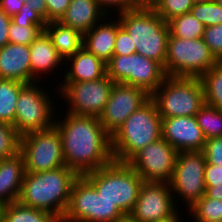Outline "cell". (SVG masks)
<instances>
[{
  "mask_svg": "<svg viewBox=\"0 0 222 222\" xmlns=\"http://www.w3.org/2000/svg\"><path fill=\"white\" fill-rule=\"evenodd\" d=\"M56 114L54 126L62 139L66 166L79 176L95 171L113 161L111 136L98 117L64 112Z\"/></svg>",
  "mask_w": 222,
  "mask_h": 222,
  "instance_id": "6da1fadb",
  "label": "cell"
},
{
  "mask_svg": "<svg viewBox=\"0 0 222 222\" xmlns=\"http://www.w3.org/2000/svg\"><path fill=\"white\" fill-rule=\"evenodd\" d=\"M79 175L67 166L38 173L25 172L18 201L62 220Z\"/></svg>",
  "mask_w": 222,
  "mask_h": 222,
  "instance_id": "7a4b0ae2",
  "label": "cell"
},
{
  "mask_svg": "<svg viewBox=\"0 0 222 222\" xmlns=\"http://www.w3.org/2000/svg\"><path fill=\"white\" fill-rule=\"evenodd\" d=\"M162 117L150 98L111 136L113 160L127 163L137 152L162 138Z\"/></svg>",
  "mask_w": 222,
  "mask_h": 222,
  "instance_id": "3957f363",
  "label": "cell"
},
{
  "mask_svg": "<svg viewBox=\"0 0 222 222\" xmlns=\"http://www.w3.org/2000/svg\"><path fill=\"white\" fill-rule=\"evenodd\" d=\"M115 16L132 38L136 53L159 62L165 71L168 23L154 9L137 8Z\"/></svg>",
  "mask_w": 222,
  "mask_h": 222,
  "instance_id": "277c9868",
  "label": "cell"
},
{
  "mask_svg": "<svg viewBox=\"0 0 222 222\" xmlns=\"http://www.w3.org/2000/svg\"><path fill=\"white\" fill-rule=\"evenodd\" d=\"M42 83H29L21 88L16 102L15 121L13 124L21 137L32 132L44 131L54 127L56 112L62 114L60 111L62 108L56 105L59 100H55L56 96H59L57 95L59 94L57 85L51 86L48 84L50 87L47 88V85L44 86V82ZM51 88L54 92L53 90L51 91ZM54 94L56 95L55 97ZM57 108H60V110Z\"/></svg>",
  "mask_w": 222,
  "mask_h": 222,
  "instance_id": "5b68a950",
  "label": "cell"
},
{
  "mask_svg": "<svg viewBox=\"0 0 222 222\" xmlns=\"http://www.w3.org/2000/svg\"><path fill=\"white\" fill-rule=\"evenodd\" d=\"M83 176L103 198L114 203L126 216L136 204L144 182L128 163L114 160Z\"/></svg>",
  "mask_w": 222,
  "mask_h": 222,
  "instance_id": "8992f818",
  "label": "cell"
},
{
  "mask_svg": "<svg viewBox=\"0 0 222 222\" xmlns=\"http://www.w3.org/2000/svg\"><path fill=\"white\" fill-rule=\"evenodd\" d=\"M151 99L162 118L196 116L205 104L203 86L197 77L166 76Z\"/></svg>",
  "mask_w": 222,
  "mask_h": 222,
  "instance_id": "52a82bcc",
  "label": "cell"
},
{
  "mask_svg": "<svg viewBox=\"0 0 222 222\" xmlns=\"http://www.w3.org/2000/svg\"><path fill=\"white\" fill-rule=\"evenodd\" d=\"M127 216L103 198L95 187L79 176L72 187L70 201L60 222H125Z\"/></svg>",
  "mask_w": 222,
  "mask_h": 222,
  "instance_id": "ba28073f",
  "label": "cell"
},
{
  "mask_svg": "<svg viewBox=\"0 0 222 222\" xmlns=\"http://www.w3.org/2000/svg\"><path fill=\"white\" fill-rule=\"evenodd\" d=\"M218 62L203 38L191 40L169 35L165 61L166 76L200 78Z\"/></svg>",
  "mask_w": 222,
  "mask_h": 222,
  "instance_id": "9c48e42d",
  "label": "cell"
},
{
  "mask_svg": "<svg viewBox=\"0 0 222 222\" xmlns=\"http://www.w3.org/2000/svg\"><path fill=\"white\" fill-rule=\"evenodd\" d=\"M107 76L114 83H124L145 90L151 95L166 77L163 66L138 53L113 55L106 63Z\"/></svg>",
  "mask_w": 222,
  "mask_h": 222,
  "instance_id": "30bf717a",
  "label": "cell"
},
{
  "mask_svg": "<svg viewBox=\"0 0 222 222\" xmlns=\"http://www.w3.org/2000/svg\"><path fill=\"white\" fill-rule=\"evenodd\" d=\"M114 82L107 75L97 80L86 82H60L57 99L67 106V113L79 116L98 117L109 100ZM63 98V99H62ZM64 100V103H63Z\"/></svg>",
  "mask_w": 222,
  "mask_h": 222,
  "instance_id": "8fae6325",
  "label": "cell"
},
{
  "mask_svg": "<svg viewBox=\"0 0 222 222\" xmlns=\"http://www.w3.org/2000/svg\"><path fill=\"white\" fill-rule=\"evenodd\" d=\"M205 165L206 158L202 151L178 152L173 175L169 182L178 209L184 203L187 211L205 195Z\"/></svg>",
  "mask_w": 222,
  "mask_h": 222,
  "instance_id": "7c38bea8",
  "label": "cell"
},
{
  "mask_svg": "<svg viewBox=\"0 0 222 222\" xmlns=\"http://www.w3.org/2000/svg\"><path fill=\"white\" fill-rule=\"evenodd\" d=\"M20 153L24 159L25 172L38 173L66 166L62 139L55 126L22 136Z\"/></svg>",
  "mask_w": 222,
  "mask_h": 222,
  "instance_id": "4fadbf2b",
  "label": "cell"
},
{
  "mask_svg": "<svg viewBox=\"0 0 222 222\" xmlns=\"http://www.w3.org/2000/svg\"><path fill=\"white\" fill-rule=\"evenodd\" d=\"M178 151L160 138L137 152L127 163L144 182L169 183Z\"/></svg>",
  "mask_w": 222,
  "mask_h": 222,
  "instance_id": "5bb4252c",
  "label": "cell"
},
{
  "mask_svg": "<svg viewBox=\"0 0 222 222\" xmlns=\"http://www.w3.org/2000/svg\"><path fill=\"white\" fill-rule=\"evenodd\" d=\"M178 211L169 183L143 182L128 222H155Z\"/></svg>",
  "mask_w": 222,
  "mask_h": 222,
  "instance_id": "9a60e30c",
  "label": "cell"
},
{
  "mask_svg": "<svg viewBox=\"0 0 222 222\" xmlns=\"http://www.w3.org/2000/svg\"><path fill=\"white\" fill-rule=\"evenodd\" d=\"M150 98L151 95L139 87L114 83L99 121L112 136L124 121Z\"/></svg>",
  "mask_w": 222,
  "mask_h": 222,
  "instance_id": "2e32d148",
  "label": "cell"
},
{
  "mask_svg": "<svg viewBox=\"0 0 222 222\" xmlns=\"http://www.w3.org/2000/svg\"><path fill=\"white\" fill-rule=\"evenodd\" d=\"M161 133L178 152L203 151L206 141L195 116L162 118Z\"/></svg>",
  "mask_w": 222,
  "mask_h": 222,
  "instance_id": "e0dca14e",
  "label": "cell"
},
{
  "mask_svg": "<svg viewBox=\"0 0 222 222\" xmlns=\"http://www.w3.org/2000/svg\"><path fill=\"white\" fill-rule=\"evenodd\" d=\"M29 49L31 64V83L40 81L44 82L47 75L51 77V74L53 73L52 75H55V77L53 76L52 79L54 83L52 82L51 84L54 85L56 84L55 82H59L58 84H56L58 86L61 81L56 76L61 77L60 79L62 80L64 73H60L59 70L62 72L63 69H65V61L59 55L58 50L53 46L52 41L47 33L43 31L41 35L31 43ZM54 78L58 80H54Z\"/></svg>",
  "mask_w": 222,
  "mask_h": 222,
  "instance_id": "ac0fdd59",
  "label": "cell"
},
{
  "mask_svg": "<svg viewBox=\"0 0 222 222\" xmlns=\"http://www.w3.org/2000/svg\"><path fill=\"white\" fill-rule=\"evenodd\" d=\"M120 27L116 16H106L83 34V47L107 63L113 56L117 30Z\"/></svg>",
  "mask_w": 222,
  "mask_h": 222,
  "instance_id": "d6986e66",
  "label": "cell"
},
{
  "mask_svg": "<svg viewBox=\"0 0 222 222\" xmlns=\"http://www.w3.org/2000/svg\"><path fill=\"white\" fill-rule=\"evenodd\" d=\"M0 79L31 83L29 46L9 42L0 48Z\"/></svg>",
  "mask_w": 222,
  "mask_h": 222,
  "instance_id": "ffe728a7",
  "label": "cell"
},
{
  "mask_svg": "<svg viewBox=\"0 0 222 222\" xmlns=\"http://www.w3.org/2000/svg\"><path fill=\"white\" fill-rule=\"evenodd\" d=\"M61 82H86L105 77L106 63L84 47L65 61Z\"/></svg>",
  "mask_w": 222,
  "mask_h": 222,
  "instance_id": "44dd1931",
  "label": "cell"
},
{
  "mask_svg": "<svg viewBox=\"0 0 222 222\" xmlns=\"http://www.w3.org/2000/svg\"><path fill=\"white\" fill-rule=\"evenodd\" d=\"M25 175L21 153L0 159V206L18 201Z\"/></svg>",
  "mask_w": 222,
  "mask_h": 222,
  "instance_id": "7402d4cb",
  "label": "cell"
},
{
  "mask_svg": "<svg viewBox=\"0 0 222 222\" xmlns=\"http://www.w3.org/2000/svg\"><path fill=\"white\" fill-rule=\"evenodd\" d=\"M106 16L95 0H71L66 13L59 21L84 34Z\"/></svg>",
  "mask_w": 222,
  "mask_h": 222,
  "instance_id": "603a6c76",
  "label": "cell"
},
{
  "mask_svg": "<svg viewBox=\"0 0 222 222\" xmlns=\"http://www.w3.org/2000/svg\"><path fill=\"white\" fill-rule=\"evenodd\" d=\"M44 31L64 61L83 47V34L77 29L63 25L60 21L46 22Z\"/></svg>",
  "mask_w": 222,
  "mask_h": 222,
  "instance_id": "cb8c5ba5",
  "label": "cell"
},
{
  "mask_svg": "<svg viewBox=\"0 0 222 222\" xmlns=\"http://www.w3.org/2000/svg\"><path fill=\"white\" fill-rule=\"evenodd\" d=\"M1 222H60L51 213L21 204L19 201L0 206Z\"/></svg>",
  "mask_w": 222,
  "mask_h": 222,
  "instance_id": "d4e9b609",
  "label": "cell"
},
{
  "mask_svg": "<svg viewBox=\"0 0 222 222\" xmlns=\"http://www.w3.org/2000/svg\"><path fill=\"white\" fill-rule=\"evenodd\" d=\"M24 85L18 81L0 79V122L14 124L16 102Z\"/></svg>",
  "mask_w": 222,
  "mask_h": 222,
  "instance_id": "484cf974",
  "label": "cell"
},
{
  "mask_svg": "<svg viewBox=\"0 0 222 222\" xmlns=\"http://www.w3.org/2000/svg\"><path fill=\"white\" fill-rule=\"evenodd\" d=\"M205 103L222 110V62H218L205 72L200 78Z\"/></svg>",
  "mask_w": 222,
  "mask_h": 222,
  "instance_id": "4316f807",
  "label": "cell"
},
{
  "mask_svg": "<svg viewBox=\"0 0 222 222\" xmlns=\"http://www.w3.org/2000/svg\"><path fill=\"white\" fill-rule=\"evenodd\" d=\"M167 23L172 36L191 40L203 38L205 26L191 13L176 16Z\"/></svg>",
  "mask_w": 222,
  "mask_h": 222,
  "instance_id": "83f0119b",
  "label": "cell"
},
{
  "mask_svg": "<svg viewBox=\"0 0 222 222\" xmlns=\"http://www.w3.org/2000/svg\"><path fill=\"white\" fill-rule=\"evenodd\" d=\"M192 222H222V200L202 196L188 210Z\"/></svg>",
  "mask_w": 222,
  "mask_h": 222,
  "instance_id": "f1b7e54d",
  "label": "cell"
},
{
  "mask_svg": "<svg viewBox=\"0 0 222 222\" xmlns=\"http://www.w3.org/2000/svg\"><path fill=\"white\" fill-rule=\"evenodd\" d=\"M195 117L205 139L222 137V110L205 103Z\"/></svg>",
  "mask_w": 222,
  "mask_h": 222,
  "instance_id": "f546056e",
  "label": "cell"
},
{
  "mask_svg": "<svg viewBox=\"0 0 222 222\" xmlns=\"http://www.w3.org/2000/svg\"><path fill=\"white\" fill-rule=\"evenodd\" d=\"M21 136L13 125L0 122V159L20 153Z\"/></svg>",
  "mask_w": 222,
  "mask_h": 222,
  "instance_id": "4dcf8cb0",
  "label": "cell"
},
{
  "mask_svg": "<svg viewBox=\"0 0 222 222\" xmlns=\"http://www.w3.org/2000/svg\"><path fill=\"white\" fill-rule=\"evenodd\" d=\"M190 13L205 27L222 24V7L216 0L193 4Z\"/></svg>",
  "mask_w": 222,
  "mask_h": 222,
  "instance_id": "1f68e13d",
  "label": "cell"
},
{
  "mask_svg": "<svg viewBox=\"0 0 222 222\" xmlns=\"http://www.w3.org/2000/svg\"><path fill=\"white\" fill-rule=\"evenodd\" d=\"M193 7L192 0H158L154 11L165 21L186 13Z\"/></svg>",
  "mask_w": 222,
  "mask_h": 222,
  "instance_id": "d6a6232c",
  "label": "cell"
},
{
  "mask_svg": "<svg viewBox=\"0 0 222 222\" xmlns=\"http://www.w3.org/2000/svg\"><path fill=\"white\" fill-rule=\"evenodd\" d=\"M44 30L40 26H20L11 21L9 27V42L30 46Z\"/></svg>",
  "mask_w": 222,
  "mask_h": 222,
  "instance_id": "836d02e7",
  "label": "cell"
},
{
  "mask_svg": "<svg viewBox=\"0 0 222 222\" xmlns=\"http://www.w3.org/2000/svg\"><path fill=\"white\" fill-rule=\"evenodd\" d=\"M203 40L214 57L222 62V24L205 27Z\"/></svg>",
  "mask_w": 222,
  "mask_h": 222,
  "instance_id": "e575fe53",
  "label": "cell"
},
{
  "mask_svg": "<svg viewBox=\"0 0 222 222\" xmlns=\"http://www.w3.org/2000/svg\"><path fill=\"white\" fill-rule=\"evenodd\" d=\"M11 21L20 26H40L45 29L46 22L32 9L24 4L19 13L11 17Z\"/></svg>",
  "mask_w": 222,
  "mask_h": 222,
  "instance_id": "d590c367",
  "label": "cell"
},
{
  "mask_svg": "<svg viewBox=\"0 0 222 222\" xmlns=\"http://www.w3.org/2000/svg\"><path fill=\"white\" fill-rule=\"evenodd\" d=\"M202 152L208 164L222 166V137L206 139Z\"/></svg>",
  "mask_w": 222,
  "mask_h": 222,
  "instance_id": "8d00e7d4",
  "label": "cell"
},
{
  "mask_svg": "<svg viewBox=\"0 0 222 222\" xmlns=\"http://www.w3.org/2000/svg\"><path fill=\"white\" fill-rule=\"evenodd\" d=\"M136 53L135 44L129 33L121 26L117 30L113 55H132Z\"/></svg>",
  "mask_w": 222,
  "mask_h": 222,
  "instance_id": "74e56055",
  "label": "cell"
},
{
  "mask_svg": "<svg viewBox=\"0 0 222 222\" xmlns=\"http://www.w3.org/2000/svg\"><path fill=\"white\" fill-rule=\"evenodd\" d=\"M98 3L100 9L107 16H115L123 12L134 9L128 2V0H95ZM114 11V12H113ZM116 12V14H115ZM111 14V15H110Z\"/></svg>",
  "mask_w": 222,
  "mask_h": 222,
  "instance_id": "f35d334b",
  "label": "cell"
},
{
  "mask_svg": "<svg viewBox=\"0 0 222 222\" xmlns=\"http://www.w3.org/2000/svg\"><path fill=\"white\" fill-rule=\"evenodd\" d=\"M47 5V22L59 21L66 13L71 0H45Z\"/></svg>",
  "mask_w": 222,
  "mask_h": 222,
  "instance_id": "ab89813d",
  "label": "cell"
},
{
  "mask_svg": "<svg viewBox=\"0 0 222 222\" xmlns=\"http://www.w3.org/2000/svg\"><path fill=\"white\" fill-rule=\"evenodd\" d=\"M205 184H220L222 183V166L208 164L206 162L204 168Z\"/></svg>",
  "mask_w": 222,
  "mask_h": 222,
  "instance_id": "60d3db41",
  "label": "cell"
},
{
  "mask_svg": "<svg viewBox=\"0 0 222 222\" xmlns=\"http://www.w3.org/2000/svg\"><path fill=\"white\" fill-rule=\"evenodd\" d=\"M25 0H0V9L9 17L19 13Z\"/></svg>",
  "mask_w": 222,
  "mask_h": 222,
  "instance_id": "b9f144b4",
  "label": "cell"
},
{
  "mask_svg": "<svg viewBox=\"0 0 222 222\" xmlns=\"http://www.w3.org/2000/svg\"><path fill=\"white\" fill-rule=\"evenodd\" d=\"M11 23V17L7 16L0 9V48L9 43V27Z\"/></svg>",
  "mask_w": 222,
  "mask_h": 222,
  "instance_id": "7bdbcfd3",
  "label": "cell"
},
{
  "mask_svg": "<svg viewBox=\"0 0 222 222\" xmlns=\"http://www.w3.org/2000/svg\"><path fill=\"white\" fill-rule=\"evenodd\" d=\"M27 8L35 11L45 22H47V5L45 0H25Z\"/></svg>",
  "mask_w": 222,
  "mask_h": 222,
  "instance_id": "ee69618b",
  "label": "cell"
},
{
  "mask_svg": "<svg viewBox=\"0 0 222 222\" xmlns=\"http://www.w3.org/2000/svg\"><path fill=\"white\" fill-rule=\"evenodd\" d=\"M205 195L210 198L222 200V183L220 184H205Z\"/></svg>",
  "mask_w": 222,
  "mask_h": 222,
  "instance_id": "f6af8a7d",
  "label": "cell"
},
{
  "mask_svg": "<svg viewBox=\"0 0 222 222\" xmlns=\"http://www.w3.org/2000/svg\"><path fill=\"white\" fill-rule=\"evenodd\" d=\"M128 2L134 9H153L157 5L158 0H128Z\"/></svg>",
  "mask_w": 222,
  "mask_h": 222,
  "instance_id": "bcb514c9",
  "label": "cell"
},
{
  "mask_svg": "<svg viewBox=\"0 0 222 222\" xmlns=\"http://www.w3.org/2000/svg\"><path fill=\"white\" fill-rule=\"evenodd\" d=\"M179 212H182V210L177 211L173 216L159 220V221H155V222H183V220H185V218L183 219V217L181 218V214H179ZM180 215V216H179Z\"/></svg>",
  "mask_w": 222,
  "mask_h": 222,
  "instance_id": "7dc6e473",
  "label": "cell"
},
{
  "mask_svg": "<svg viewBox=\"0 0 222 222\" xmlns=\"http://www.w3.org/2000/svg\"><path fill=\"white\" fill-rule=\"evenodd\" d=\"M211 1H214V0H192L193 4H196V3H207V2H211Z\"/></svg>",
  "mask_w": 222,
  "mask_h": 222,
  "instance_id": "c3c4849f",
  "label": "cell"
},
{
  "mask_svg": "<svg viewBox=\"0 0 222 222\" xmlns=\"http://www.w3.org/2000/svg\"><path fill=\"white\" fill-rule=\"evenodd\" d=\"M216 1L222 7V0H216Z\"/></svg>",
  "mask_w": 222,
  "mask_h": 222,
  "instance_id": "681fc988",
  "label": "cell"
}]
</instances>
